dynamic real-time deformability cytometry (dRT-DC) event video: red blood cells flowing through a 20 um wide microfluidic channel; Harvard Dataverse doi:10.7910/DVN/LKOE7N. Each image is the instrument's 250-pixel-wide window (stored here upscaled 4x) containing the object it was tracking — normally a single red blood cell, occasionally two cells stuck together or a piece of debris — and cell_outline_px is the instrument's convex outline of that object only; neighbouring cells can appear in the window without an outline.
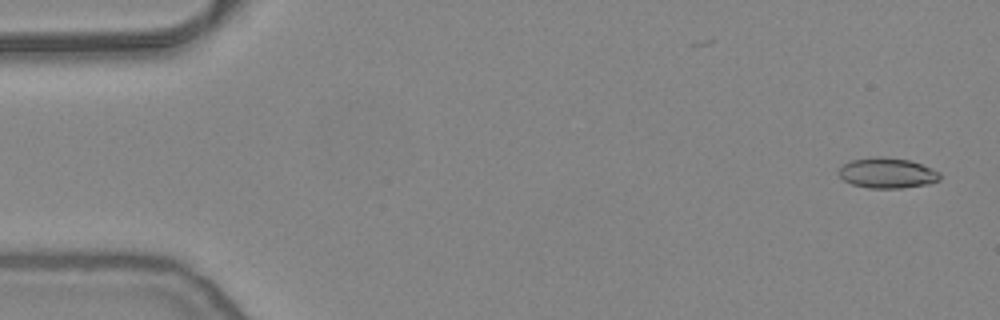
{"species": "common noctule bat (a hibernating species)", "species_latin": "Nyctalus noctula", "temperature_condition": "warm", "stored_images_in_passage": 52, "camera_frame_rate_fps": 3000, "um_per_image_px": 0.085, "animal": {"sex": "female", "body_mass_g": 24.6, "forearm_length_mm": 56.2}, "frame": {"image": 1, "passage_image": 1, "time_ms": 0.0, "image_size_px": [1000, 320], "cell_outline_px": [[940, 180], [928, 184], [900, 188], [868, 188], [852, 184], [844, 180], [840, 176], [840, 168], [844, 164], [852, 160], [876, 156], [880, 156], [908, 160], [932, 168], [940, 172]], "centroid_in_image_um": [75.43, 14.71], "position_along_channel_um": 9.6, "area_um2": 17.74}}
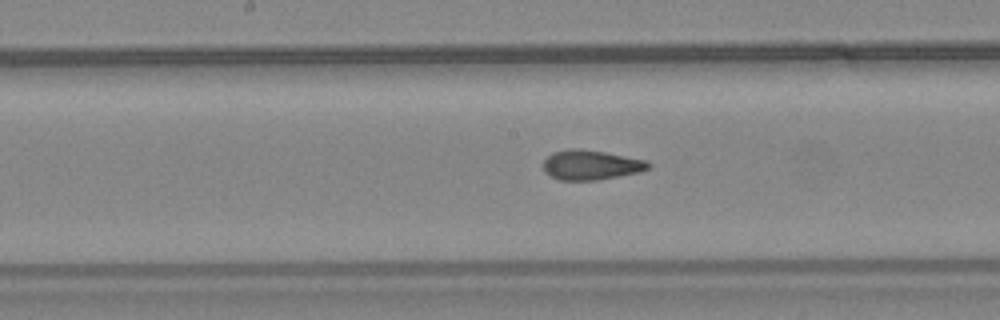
{"frame": {"image": 2, "passage_image": 26, "time_ms": 8.333, "image_size_px": [1000, 320], "cell_outline_px": [[652, 164], [648, 168], [640, 172], [600, 180], [560, 180], [544, 172], [544, 160], [552, 152], [568, 148], [580, 148], [604, 152], [648, 160]], "centroid_in_image_um": [50.24, 14.01], "position_along_channel_um": 198.0, "area_um2": 18.38}}
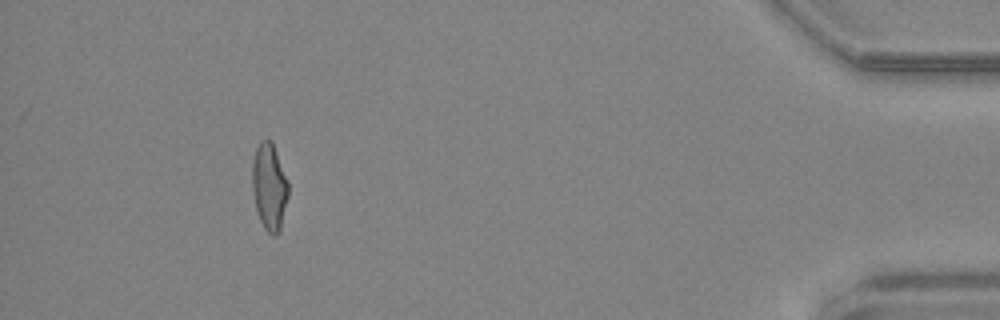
{"frame": {"image": 3, "passage_image": 48, "time_ms": 15.667, "image_size_px": [1000, 320], "cell_outline_px": [[288, 196], [280, 228], [276, 236], [272, 236], [264, 228], [260, 220], [256, 208], [252, 188], [252, 160], [256, 148], [260, 140], [272, 140], [288, 180]], "centroid_in_image_um": [22.89, 15.84], "position_along_channel_um": 412.3, "area_um2": 18.32}, "authors_computed_cell_mechanics": {"area_um2": 18.3515, "velocity_mm_per_s": 3.8361, "shape_relaxation_time_tau1_ms": 9.5093, "shape_relaxation_time_tau2_ms": 1.3518, "deformation_change_tau1": 0.2338, "deformation_change_tau2": 0.0906}}